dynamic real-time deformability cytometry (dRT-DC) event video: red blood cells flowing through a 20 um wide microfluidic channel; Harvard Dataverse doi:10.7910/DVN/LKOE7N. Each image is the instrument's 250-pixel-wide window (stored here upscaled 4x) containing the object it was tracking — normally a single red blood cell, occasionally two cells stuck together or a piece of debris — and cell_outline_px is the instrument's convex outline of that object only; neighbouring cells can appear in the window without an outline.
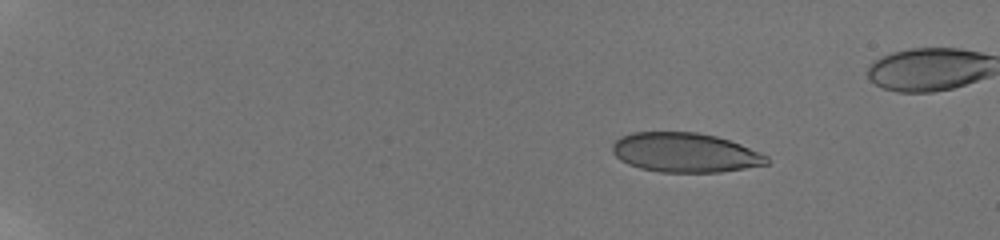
{"species": "human", "species_latin": "Homo sapiens", "temperature_condition": "room temperature", "stored_images_in_passage": 48, "camera_frame_rate_fps": 3000, "um_per_image_px": 0.085, "donor": {"sex": "male"}, "frame": {"image": 1, "passage_image": 1, "time_ms": 0.0, "image_size_px": [1000, 240], "cell_outline_px": [[768, 164], [720, 172], [660, 172], [640, 168], [628, 164], [620, 160], [612, 152], [612, 144], [620, 136], [632, 132], [696, 132], [716, 136], [740, 144], [760, 152], [768, 156]], "centroid_in_image_um": [58.2, 12.96], "position_along_channel_um": 26.8, "area_um2": 35.49}}
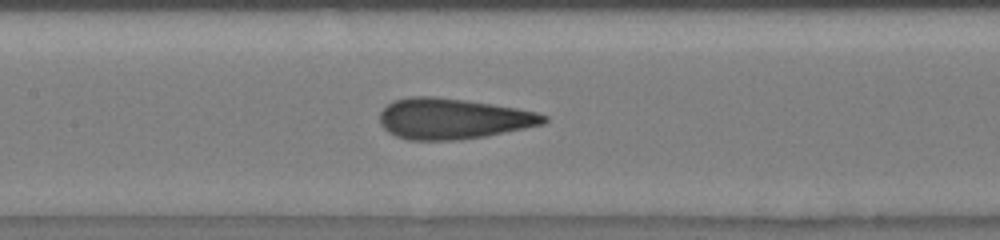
{"frame": {"image": 2, "passage_image": 23, "time_ms": 7.333, "image_size_px": [1000, 240], "cell_outline_px": [[548, 120], [544, 124], [484, 136], [460, 140], [408, 140], [396, 136], [388, 132], [380, 124], [380, 112], [388, 104], [396, 100], [412, 96], [432, 96], [464, 100], [516, 108], [536, 112], [548, 116]], "centroid_in_image_um": [38.48, 10.09], "position_along_channel_um": 168.9, "area_um2": 38.67}}
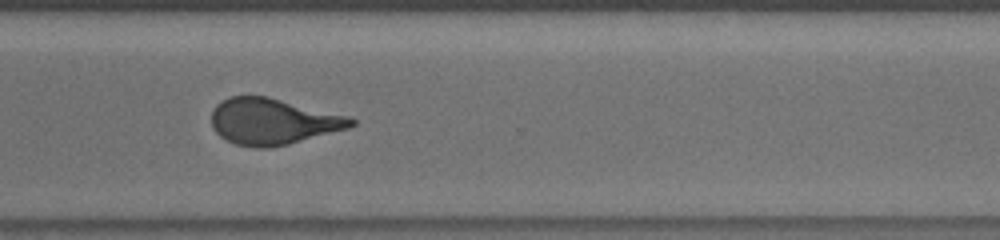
{"frame": {"image": 3, "passage_image": 37, "time_ms": 12.0, "image_size_px": [1000, 240], "cell_outline_px": [[356, 124], [348, 128], [288, 144], [268, 148], [256, 148], [236, 144], [220, 136], [212, 128], [212, 112], [216, 104], [232, 96], [268, 96], [348, 116], [356, 120]], "centroid_in_image_um": [23.19, 10.32], "position_along_channel_um": 347.4, "area_um2": 37.34}, "authors_computed_cell_mechanics": {"area_um2": 37.57, "velocity_mm_per_s": 3.8358, "shape_relaxation_time_tau1_ms": 5.342, "shape_relaxation_time_tau2_ms": 0.9264, "deformation_change_tau1": 0.1827, "deformation_change_tau2": 0.0948}}